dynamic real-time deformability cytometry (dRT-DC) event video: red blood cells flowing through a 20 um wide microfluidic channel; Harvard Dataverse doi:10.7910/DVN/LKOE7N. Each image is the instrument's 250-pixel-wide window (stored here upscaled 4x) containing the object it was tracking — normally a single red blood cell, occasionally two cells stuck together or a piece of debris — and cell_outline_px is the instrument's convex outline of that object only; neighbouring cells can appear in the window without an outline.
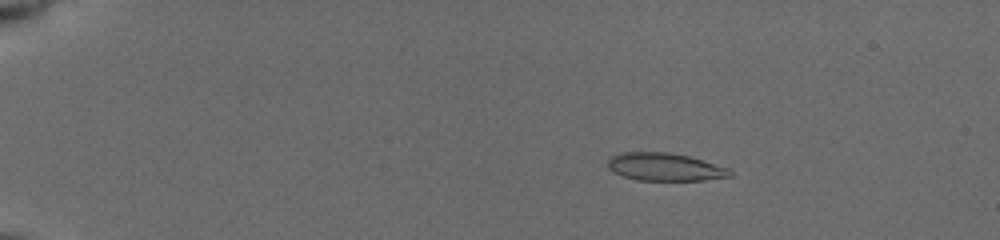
{"species": "common noctule bat (a hibernating species)", "species_latin": "Nyctalus noctula", "temperature_condition": "cold", "stored_images_in_passage": 52, "segment_of_instrument_passage": [1, 2], "camera_frame_rate_fps": 3000, "um_per_image_px": 0.085, "animal": {"sex": "female", "body_mass_g": 19.5, "forearm_length_mm": 54.1}, "frame": {"image": 1, "passage_image": 7, "time_ms": 3.333, "image_size_px": [1000, 240], "cell_outline_px": [[732, 176], [704, 180], [636, 180], [624, 176], [608, 168], [608, 160], [612, 156], [624, 152], [668, 152], [688, 156], [728, 168], [732, 172]], "centroid_in_image_um": [56.52, 14.19], "position_along_channel_um": 28.5, "area_um2": 19.54}}
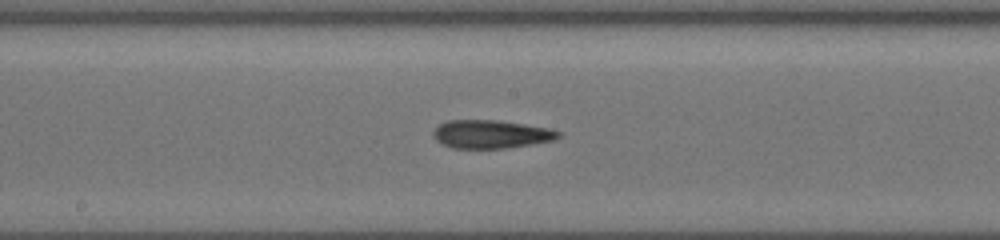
{"frame": {"image": 2, "passage_image": 25, "time_ms": 10.333, "image_size_px": [1000, 240], "cell_outline_px": [[560, 136], [552, 140], [532, 144], [508, 148], [452, 148], [436, 140], [432, 136], [432, 132], [440, 124], [448, 120], [500, 120], [548, 128], [560, 132]], "centroid_in_image_um": [41.71, 11.4], "position_along_channel_um": 206.5, "area_um2": 20.52}}
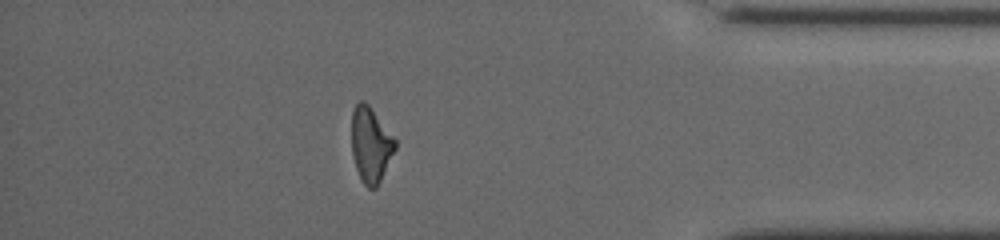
{"frame": {"image": 3, "passage_image": 44, "time_ms": 16.0, "image_size_px": [1000, 240], "cell_outline_px": [[396, 148], [376, 188], [368, 188], [364, 184], [356, 168], [352, 152], [352, 112], [356, 104], [360, 100], [364, 100], [368, 104], [396, 140]], "centroid_in_image_um": [31.5, 12.28], "position_along_channel_um": 403.7, "area_um2": 18.73}}